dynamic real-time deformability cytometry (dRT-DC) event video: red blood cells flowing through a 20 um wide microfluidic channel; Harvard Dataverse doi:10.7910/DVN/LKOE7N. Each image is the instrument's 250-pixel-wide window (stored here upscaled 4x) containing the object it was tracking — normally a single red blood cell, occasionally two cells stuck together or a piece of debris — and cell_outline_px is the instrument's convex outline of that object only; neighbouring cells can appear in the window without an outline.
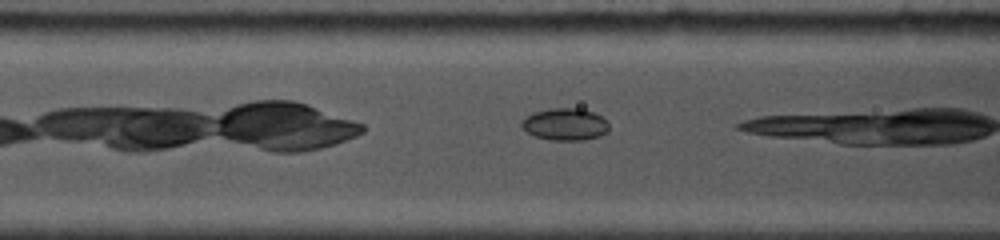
{"species": "common noctule bat (a hibernating species)", "species_latin": "Nyctalus noctula", "temperature_condition": "cold", "stored_images_in_passage": 9, "camera_frame_rate_fps": 5000, "um_per_image_px": 0.085, "animal": {"sex": "female", "body_mass_g": 19.0, "forearm_length_mm": 53.3}, "frame": {"image": 1, "passage_image": 7, "time_ms": 1.2, "image_size_px": [1000, 240], "cell_outline_px": [[608, 132], [600, 136], [584, 140], [552, 140], [536, 136], [520, 128], [520, 120], [532, 112], [548, 108], [580, 108], [592, 112], [608, 120]], "centroid_in_image_um": [48.01, 10.55], "position_along_channel_um": 118.6, "area_um2": 16.59}}